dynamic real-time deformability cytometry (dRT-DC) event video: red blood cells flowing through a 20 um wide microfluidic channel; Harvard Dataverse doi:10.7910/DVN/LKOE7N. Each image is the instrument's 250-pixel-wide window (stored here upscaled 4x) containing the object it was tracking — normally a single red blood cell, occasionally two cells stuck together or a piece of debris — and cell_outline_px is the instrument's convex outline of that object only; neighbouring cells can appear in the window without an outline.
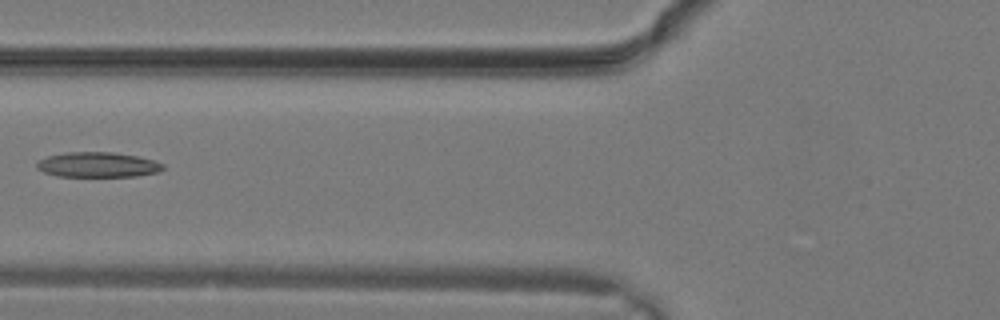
{"species": "common noctule bat (a hibernating species)", "species_latin": "Nyctalus noctula", "temperature_condition": "warm", "stored_images_in_passage": 11, "camera_frame_rate_fps": 3000, "um_per_image_px": 0.085, "animal": {"sex": "male", "body_mass_g": 19.2, "forearm_length_mm": 51.8}, "frame": {"image": 1, "passage_image": 10, "time_ms": 3.0, "image_size_px": [1000, 320], "cell_outline_px": [[164, 168], [156, 172], [136, 176], [56, 176], [44, 172], [36, 168], [36, 160], [48, 156], [64, 152], [112, 152], [136, 156], [152, 160], [164, 164]], "centroid_in_image_um": [8.24, 13.99], "position_along_channel_um": 117.6, "area_um2": 18.38}}